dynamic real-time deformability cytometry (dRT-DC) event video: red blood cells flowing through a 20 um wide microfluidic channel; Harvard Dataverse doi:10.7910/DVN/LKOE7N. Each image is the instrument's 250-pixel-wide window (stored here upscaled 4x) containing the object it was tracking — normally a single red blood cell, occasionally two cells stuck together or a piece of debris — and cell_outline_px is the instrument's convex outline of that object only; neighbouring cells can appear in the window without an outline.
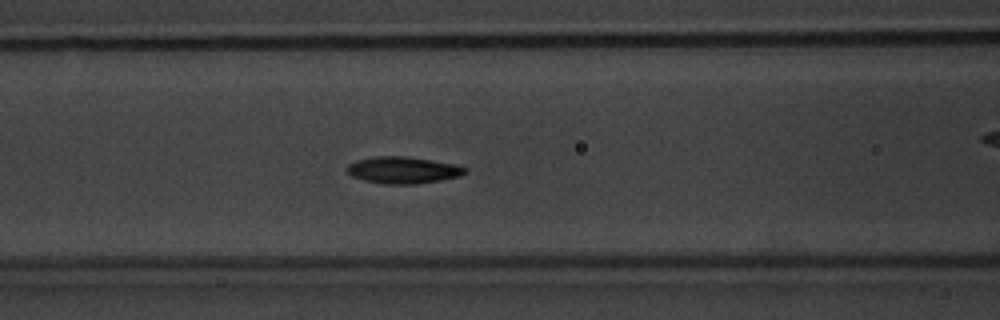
{"species": "common noctule bat (a hibernating species)", "species_latin": "Nyctalus noctula", "temperature_condition": "warm", "stored_images_in_passage": 54, "camera_frame_rate_fps": 3000, "um_per_image_px": 0.085, "animal": {"sex": "male", "body_mass_g": 20.1, "forearm_length_mm": 53.5}, "frame": {"image": 1, "passage_image": 20, "time_ms": 6.333, "image_size_px": [1000, 320], "cell_outline_px": [[468, 172], [460, 176], [440, 180], [416, 184], [384, 184], [364, 180], [352, 176], [344, 168], [348, 164], [356, 160], [376, 156], [408, 156], [456, 164], [468, 168]], "centroid_in_image_um": [34.27, 14.45], "position_along_channel_um": 132.3, "area_um2": 18.61}}
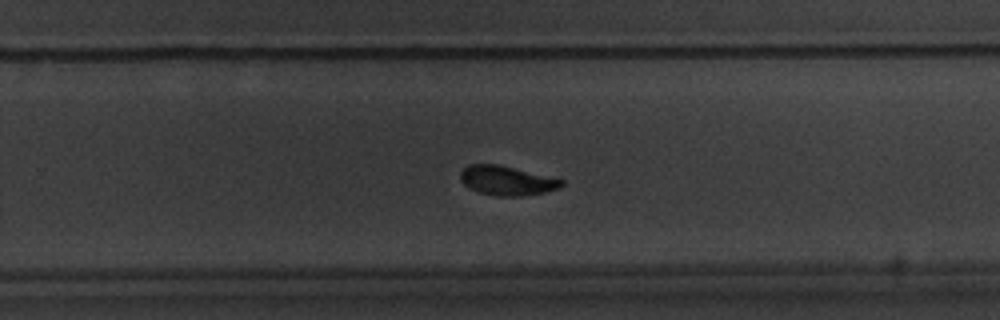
{"frame": {"image": 2, "passage_image": 33, "time_ms": 10.667, "image_size_px": [1000, 320], "cell_outline_px": [[564, 184], [560, 188], [544, 192], [520, 196], [500, 196], [480, 192], [468, 188], [460, 180], [460, 172], [468, 164], [496, 164], [564, 180]], "centroid_in_image_um": [43.05, 15.35], "position_along_channel_um": 286.7, "area_um2": 17.05}}
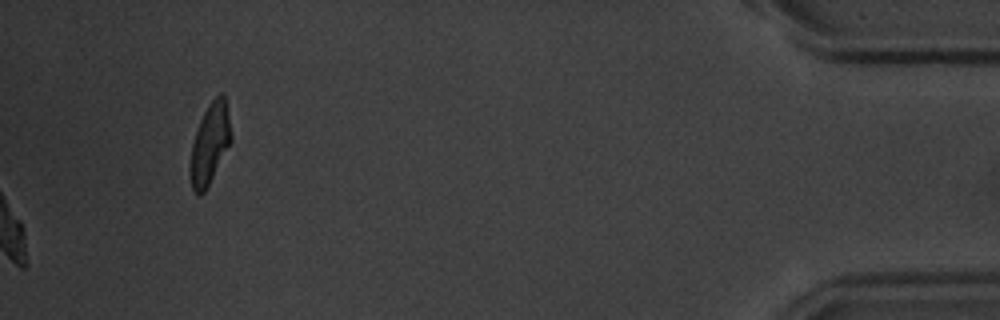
{"frame": {"image": 3, "passage_image": 54, "time_ms": 17.667, "image_size_px": [1000, 320], "cell_outline_px": [[232, 140], [204, 192], [196, 192], [192, 188], [188, 168], [192, 144], [200, 120], [208, 104], [220, 92], [224, 92], [232, 136]], "centroid_in_image_um": [17.83, 12.18], "position_along_channel_um": 417.4, "area_um2": 18.96}, "authors_computed_cell_mechanics": {"area_um2": 17.5423, "velocity_mm_per_s": 3.5739, "shape_relaxation_time_tau1_ms": 2.1873, "shape_relaxation_time_tau2_ms": 1.7093, "deformation_change_tau1": 0.1188, "deformation_change_tau2": 0.0629}}